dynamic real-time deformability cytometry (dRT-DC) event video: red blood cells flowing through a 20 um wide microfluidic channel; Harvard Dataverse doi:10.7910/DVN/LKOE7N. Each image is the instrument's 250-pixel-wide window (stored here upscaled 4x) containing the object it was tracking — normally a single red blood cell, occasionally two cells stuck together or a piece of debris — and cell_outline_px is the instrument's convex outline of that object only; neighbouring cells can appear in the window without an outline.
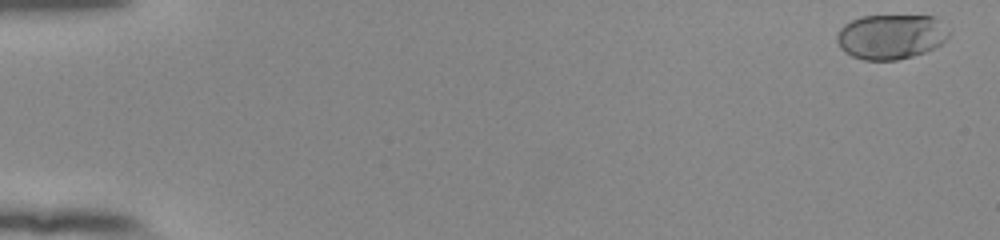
{"species": "human", "species_latin": "Homo sapiens", "temperature_condition": "room temperature", "stored_images_in_passage": 54, "camera_frame_rate_fps": 3000, "um_per_image_px": 0.085, "donor": {"sex": "female"}, "frame": {"image": 1, "passage_image": 2, "time_ms": 0.333, "image_size_px": [1000, 240], "cell_outline_px": [[948, 36], [940, 44], [924, 52], [912, 56], [896, 60], [864, 60], [852, 56], [844, 52], [840, 48], [836, 40], [836, 32], [844, 24], [860, 16], [936, 16], [948, 32]], "centroid_in_image_um": [75.67, 3.11], "position_along_channel_um": 9.3, "area_um2": 29.19}}
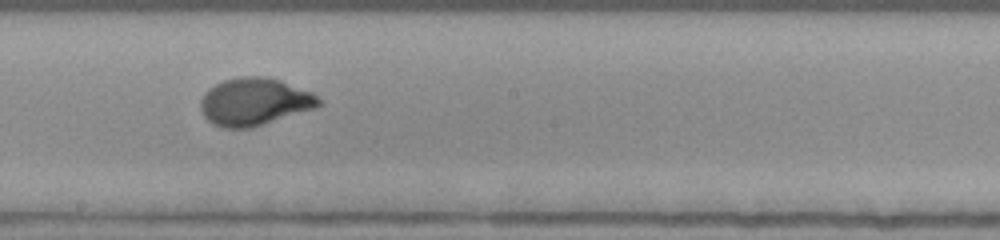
{"frame": {"image": 2, "passage_image": 32, "time_ms": 10.333, "image_size_px": [1000, 240], "cell_outline_px": [[324, 104], [316, 108], [252, 128], [224, 128], [212, 124], [204, 116], [200, 108], [200, 100], [204, 92], [208, 88], [224, 80], [240, 76], [264, 76], [280, 80], [312, 92], [324, 100]], "centroid_in_image_um": [21.65, 8.65], "position_along_channel_um": 226.5, "area_um2": 33.18}}
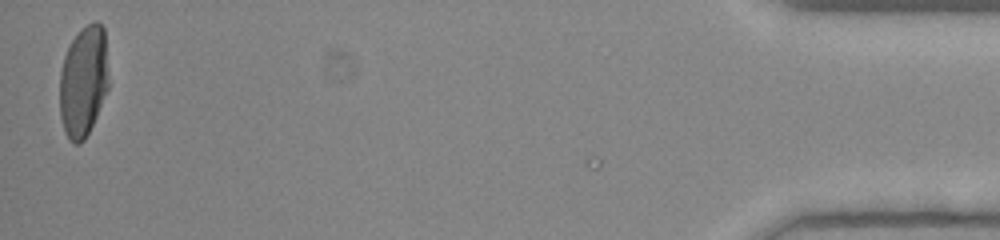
{"frame": {"image": 3, "passage_image": 54, "time_ms": 17.667, "image_size_px": [1000, 240], "cell_outline_px": [[108, 88], [96, 116], [84, 140], [80, 144], [72, 144], [68, 140], [64, 132], [60, 116], [60, 72], [64, 56], [72, 40], [80, 28], [92, 20], [96, 20], [104, 28], [108, 76]], "centroid_in_image_um": [7.08, 6.91], "position_along_channel_um": 428.1, "area_um2": 31.85}, "authors_computed_cell_mechanics": {"area_um2": 31.4143, "velocity_mm_per_s": 3.8895, "shape_relaxation_time_tau1_ms": 3.3347, "shape_relaxation_time_tau2_ms": null, "deformation_change_tau1": 0.1808, "deformation_change_tau2": null}}